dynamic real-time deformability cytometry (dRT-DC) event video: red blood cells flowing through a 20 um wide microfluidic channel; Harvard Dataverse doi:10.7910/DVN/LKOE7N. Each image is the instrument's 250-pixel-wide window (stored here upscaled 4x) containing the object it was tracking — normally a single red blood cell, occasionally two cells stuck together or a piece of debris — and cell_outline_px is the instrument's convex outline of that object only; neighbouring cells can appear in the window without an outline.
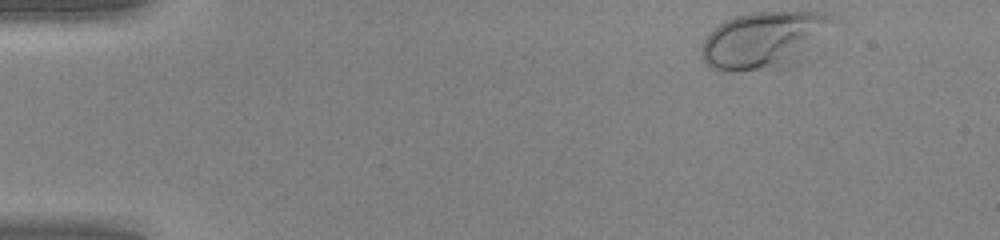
{"species": "human", "species_latin": "Homo sapiens", "temperature_condition": "warm", "stored_images_in_passage": 44, "camera_frame_rate_fps": 3000, "um_per_image_px": 0.085, "donor": {"sex": "female"}, "frame": {"image": 1, "passage_image": 1, "time_ms": 0.0, "image_size_px": [1000, 240], "cell_outline_px": [[828, 16], [784, 68], [732, 72], [728, 72], [712, 68], [704, 60], [700, 52], [700, 48], [704, 40], [720, 24], [736, 16], [752, 12], [820, 12]], "centroid_in_image_um": [64.54, 3.43], "position_along_channel_um": 20.5, "area_um2": 39.54}}
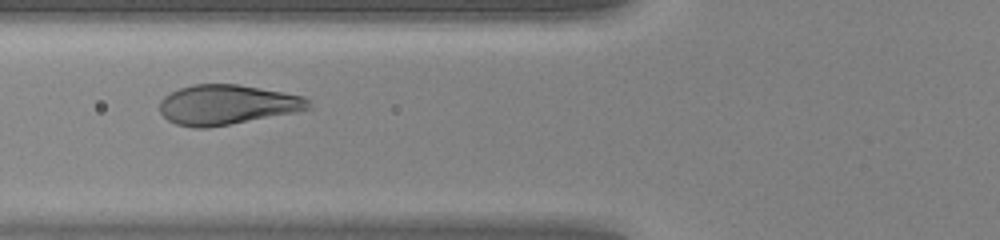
{"frame": {"image": 2, "passage_image": 15, "time_ms": 4.667, "image_size_px": [1000, 240], "cell_outline_px": [[312, 108], [296, 112], [208, 128], [192, 128], [176, 124], [168, 120], [160, 112], [160, 100], [164, 96], [180, 88], [192, 84], [236, 84], [284, 92], [304, 96], [312, 100]], "centroid_in_image_um": [19.32, 8.9], "position_along_channel_um": 106.5, "area_um2": 34.74}}
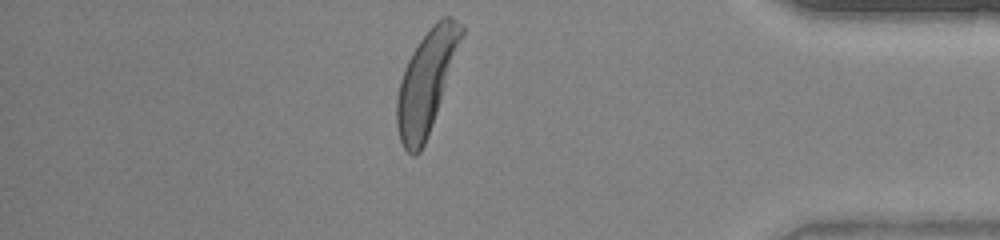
{"frame": {"image": 3, "passage_image": 38, "time_ms": 12.333, "image_size_px": [1000, 240], "cell_outline_px": [[464, 32], [432, 124], [424, 144], [420, 152], [416, 156], [412, 156], [404, 148], [400, 140], [396, 124], [396, 100], [400, 80], [404, 68], [412, 52], [420, 40], [432, 24], [436, 20], [444, 16], [448, 16], [464, 24]], "centroid_in_image_um": [36.21, 6.95], "position_along_channel_um": 399.0, "area_um2": 37.69}, "authors_computed_cell_mechanics": {"area_um2": 35.9227, "velocity_mm_per_s": 4.2071, "shape_relaxation_time_tau1_ms": 1.5937, "shape_relaxation_time_tau2_ms": null, "deformation_change_tau1": 0.1527, "deformation_change_tau2": null}}